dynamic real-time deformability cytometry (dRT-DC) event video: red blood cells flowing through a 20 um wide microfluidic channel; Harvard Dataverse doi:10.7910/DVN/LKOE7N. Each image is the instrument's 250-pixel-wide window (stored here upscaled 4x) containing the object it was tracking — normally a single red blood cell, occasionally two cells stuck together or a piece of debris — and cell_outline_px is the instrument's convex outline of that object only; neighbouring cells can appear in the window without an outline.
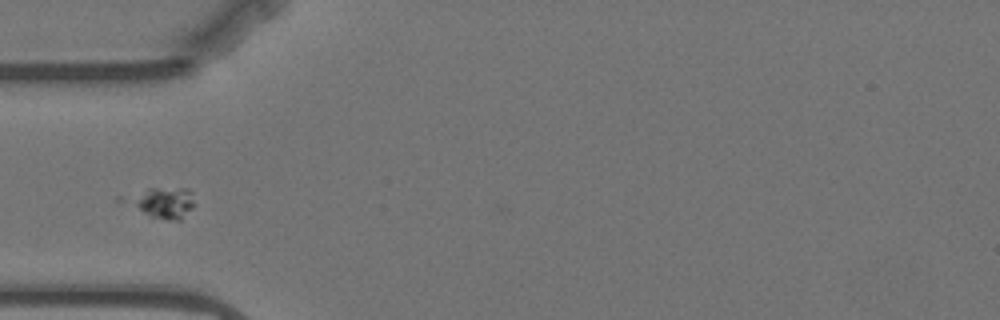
{"species": "Egyptian fruit bat (a non-hibernating species)", "species_latin": "Rousettus aegyptiacus", "temperature_condition": "warm", "stored_images_in_passage": 41, "camera_frame_rate_fps": 3000, "um_per_image_px": 0.085, "animal": {"sex": "female"}, "frame": {"image": 1, "passage_image": 1, "time_ms": 0.0, "image_size_px": [1000, 320], "cell_outline_px": [[192, 208], [180, 220], [172, 220], [148, 216], [136, 204], [136, 200], [148, 188], [188, 188], [192, 192]], "centroid_in_image_um": [14.11, 17.23], "position_along_channel_um": 70.9, "area_um2": 10.64}}
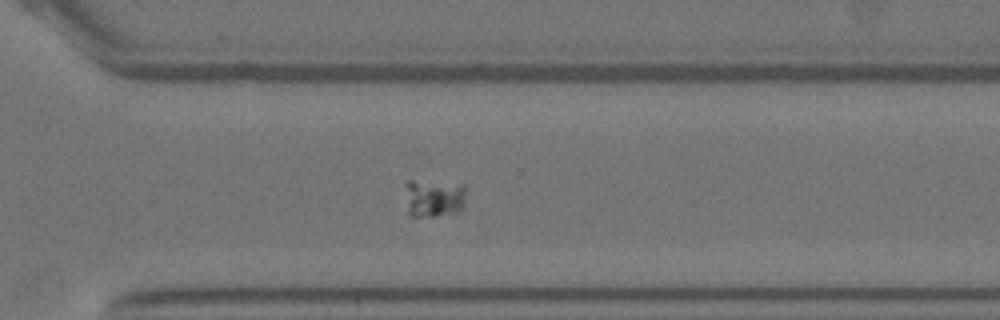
{"frame": {"image": 2, "passage_image": 24, "time_ms": 7.667, "image_size_px": [1000, 320], "cell_outline_px": [[468, 188], [464, 204], [460, 212], [436, 216], [408, 216], [404, 184], [408, 180], [412, 180], [468, 184]], "centroid_in_image_um": [36.92, 16.82], "position_along_channel_um": 333.7, "area_um2": 14.16}}
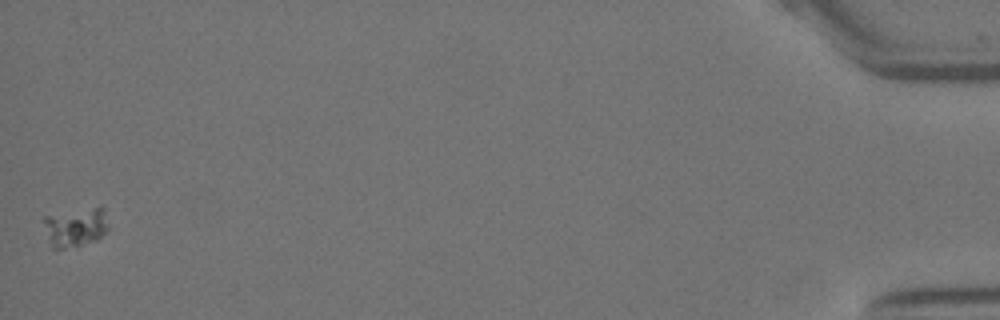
{"frame": {"image": 3, "passage_image": 41, "time_ms": 13.333, "image_size_px": [1000, 320], "cell_outline_px": [[108, 228], [96, 240], [64, 248], [52, 248], [44, 220], [44, 216], [96, 208], [104, 208]], "centroid_in_image_um": [6.43, 19.32], "position_along_channel_um": 428.8, "area_um2": 13.76}}